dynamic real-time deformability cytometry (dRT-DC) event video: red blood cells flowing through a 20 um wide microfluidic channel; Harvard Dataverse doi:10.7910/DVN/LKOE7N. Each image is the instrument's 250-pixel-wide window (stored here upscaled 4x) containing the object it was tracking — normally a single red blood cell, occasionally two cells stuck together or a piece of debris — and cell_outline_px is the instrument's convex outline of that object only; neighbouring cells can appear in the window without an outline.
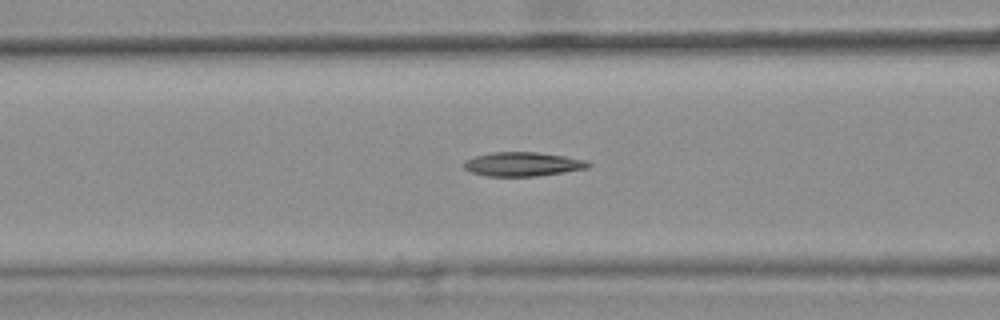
{"species": "common noctule bat (a hibernating species)", "species_latin": "Nyctalus noctula", "temperature_condition": "warm", "stored_images_in_passage": 45, "camera_frame_rate_fps": 3000, "um_per_image_px": 0.085, "animal": {"sex": "female", "body_mass_g": 25.1}, "frame": {"image": 1, "passage_image": 20, "time_ms": 6.333, "image_size_px": [1000, 320], "cell_outline_px": [[592, 164], [588, 168], [564, 172], [536, 176], [488, 176], [472, 172], [464, 168], [464, 160], [476, 156], [492, 152], [536, 152], [564, 156], [588, 160]], "centroid_in_image_um": [44.46, 13.95], "position_along_channel_um": 122.1, "area_um2": 17.4}, "authors_computed_cell_mechanics": {"area_um2": 17.5712, "velocity_mm_per_s": 3.8135, "shape_relaxation_time_tau1_ms": null, "shape_relaxation_time_tau2_ms": 3.4578, "deformation_change_tau1": null, "deformation_change_tau2": 0.1016}}